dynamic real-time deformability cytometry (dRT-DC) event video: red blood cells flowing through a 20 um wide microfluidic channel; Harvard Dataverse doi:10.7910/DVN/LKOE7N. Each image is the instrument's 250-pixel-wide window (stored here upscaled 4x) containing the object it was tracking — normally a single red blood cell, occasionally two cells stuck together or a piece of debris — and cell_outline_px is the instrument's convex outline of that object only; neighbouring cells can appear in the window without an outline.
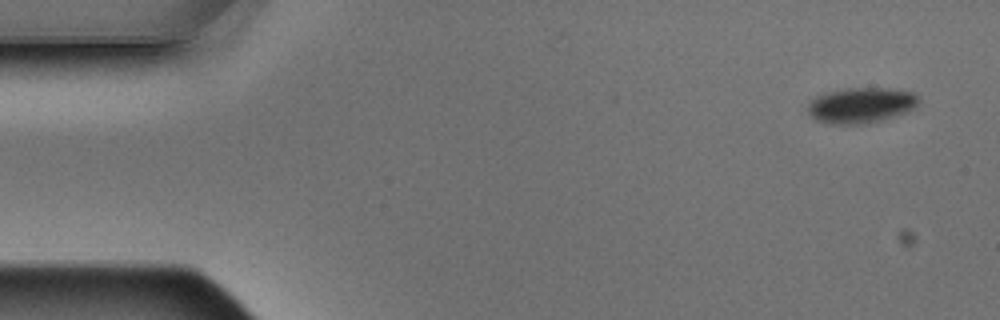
{"species": "Egyptian fruit bat (a non-hibernating species)", "species_latin": "Rousettus aegyptiacus", "temperature_condition": "warm", "stored_images_in_passage": 8, "camera_frame_rate_fps": 3000, "um_per_image_px": 0.085, "animal": {"sex": "male"}, "frame": {"image": 1, "passage_image": 1, "time_ms": 0.0, "image_size_px": [1000, 320], "cell_outline_px": [[920, 100], [916, 108], [880, 120], [864, 124], [828, 124], [816, 120], [808, 112], [808, 100], [816, 96], [828, 92], [844, 88], [888, 88], [912, 92]], "centroid_in_image_um": [73.15, 8.94], "position_along_channel_um": 11.9, "area_um2": 22.95}}
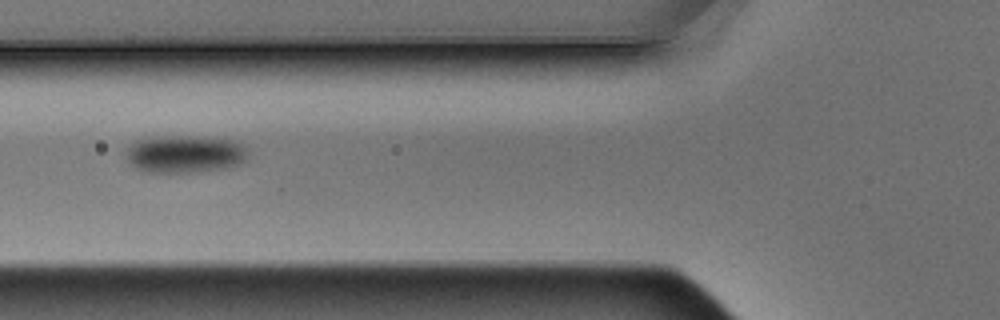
{"frame": {"image": 2, "passage_image": 6, "time_ms": 1.667, "image_size_px": [1000, 320], "cell_outline_px": [[248, 152], [244, 160], [240, 164], [224, 168], [188, 172], [148, 172], [136, 168], [124, 156], [124, 152], [136, 140], [148, 136], [204, 136], [232, 140], [240, 144]], "centroid_in_image_um": [15.66, 13.07], "position_along_channel_um": 110.1, "area_um2": 26.76}}
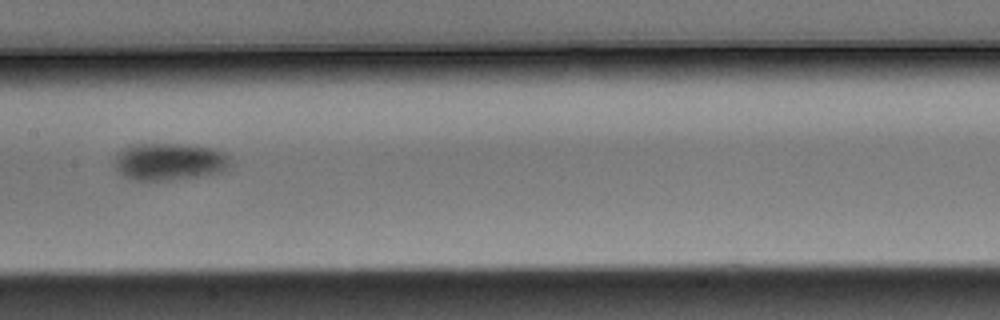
{"frame": {"image": 3, "passage_image": 8, "time_ms": 2.333, "image_size_px": [1000, 320], "cell_outline_px": [[228, 164], [220, 172], [196, 176], [168, 180], [136, 180], [124, 176], [116, 168], [116, 160], [120, 152], [124, 148], [132, 144], [176, 144], [212, 148], [224, 152], [228, 156]], "centroid_in_image_um": [14.37, 13.73], "position_along_channel_um": 193.0, "area_um2": 24.39}}